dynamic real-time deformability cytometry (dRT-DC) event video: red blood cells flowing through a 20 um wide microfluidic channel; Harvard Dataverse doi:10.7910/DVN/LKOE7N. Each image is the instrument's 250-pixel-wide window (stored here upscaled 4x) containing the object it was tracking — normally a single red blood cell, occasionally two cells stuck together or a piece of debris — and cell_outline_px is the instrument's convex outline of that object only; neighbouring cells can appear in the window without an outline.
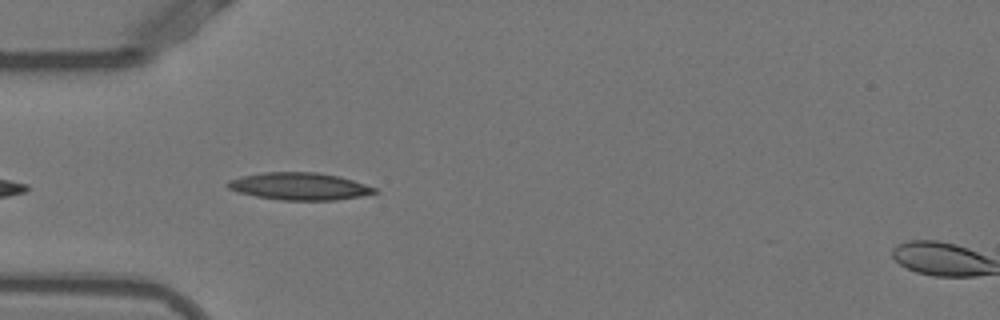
{"species": "Egyptian fruit bat (a non-hibernating species)", "species_latin": "Rousettus aegyptiacus", "temperature_condition": "warm", "stored_images_in_passage": 6, "camera_frame_rate_fps": 3000, "um_per_image_px": 0.085, "animal": {"sex": "female"}, "frame": {"image": 1, "passage_image": 3, "time_ms": 0.667, "image_size_px": [1000, 320], "cell_outline_px": [[376, 192], [360, 196], [336, 200], [280, 200], [256, 196], [240, 192], [228, 188], [224, 184], [228, 180], [244, 176], [264, 172], [316, 172], [340, 176], [376, 188]], "centroid_in_image_um": [25.43, 15.83], "position_along_channel_um": 59.6, "area_um2": 23.18}}
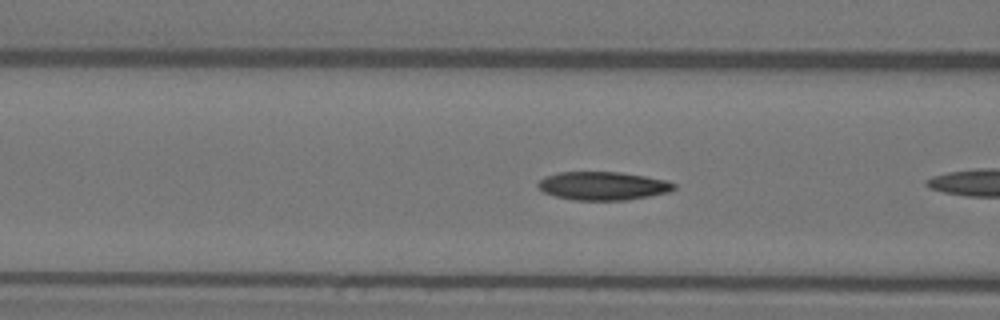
{"frame": {"image": 2, "passage_image": 5, "time_ms": 1.333, "image_size_px": [1000, 320], "cell_outline_px": [[676, 188], [668, 192], [628, 200], [572, 200], [556, 196], [544, 192], [536, 184], [544, 176], [560, 172], [620, 172], [644, 176], [664, 180], [676, 184]], "centroid_in_image_um": [51.23, 15.8], "position_along_channel_um": 115.4, "area_um2": 22.37}}